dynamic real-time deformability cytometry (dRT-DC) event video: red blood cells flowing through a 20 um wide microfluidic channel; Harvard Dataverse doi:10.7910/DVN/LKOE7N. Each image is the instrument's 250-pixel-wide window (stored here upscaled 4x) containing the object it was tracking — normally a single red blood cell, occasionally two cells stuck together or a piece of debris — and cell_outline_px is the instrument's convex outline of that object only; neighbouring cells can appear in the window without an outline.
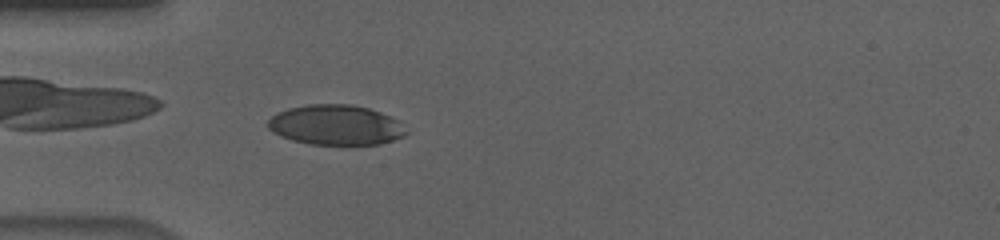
{"species": "human", "species_latin": "Homo sapiens", "temperature_condition": "cold", "stored_images_in_passage": 56, "camera_frame_rate_fps": 3000, "um_per_image_px": 0.085, "donor": {"sex": "male"}, "frame": {"image": 1, "passage_image": 17, "time_ms": 5.333, "image_size_px": [1000, 240], "cell_outline_px": [[408, 132], [404, 136], [380, 144], [308, 144], [292, 140], [280, 136], [272, 132], [268, 128], [268, 120], [276, 112], [288, 108], [308, 104], [352, 104], [368, 108], [380, 112], [400, 120]], "centroid_in_image_um": [28.54, 10.61], "position_along_channel_um": 56.5, "area_um2": 32.48}}
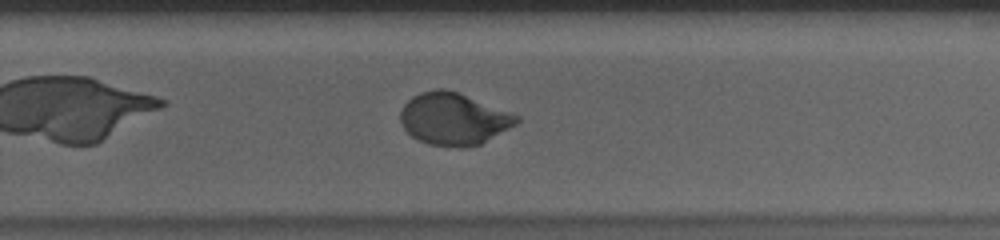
{"frame": {"image": 2, "passage_image": 37, "time_ms": 12.0, "image_size_px": [1000, 240], "cell_outline_px": [[520, 120], [516, 124], [480, 144], [460, 148], [452, 148], [428, 144], [412, 136], [400, 124], [400, 112], [404, 104], [412, 96], [420, 92], [436, 88], [444, 88], [456, 92], [512, 112], [520, 116]], "centroid_in_image_um": [38.54, 10.11], "position_along_channel_um": 291.3, "area_um2": 35.32}}
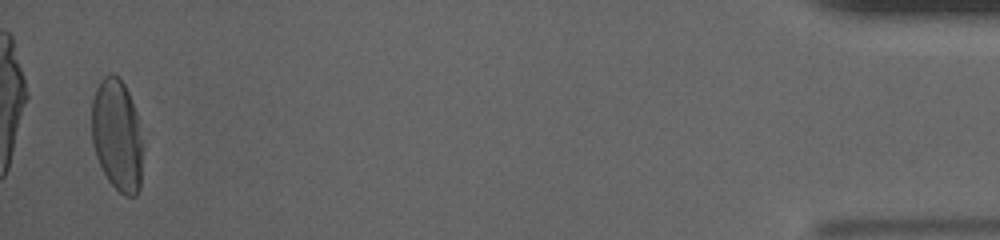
{"frame": {"image": 3, "passage_image": 55, "time_ms": 18.0, "image_size_px": [1000, 240], "cell_outline_px": [[144, 148], [140, 188], [136, 196], [124, 196], [108, 180], [96, 156], [92, 140], [92, 100], [96, 88], [100, 80], [104, 76], [112, 72], [124, 84], [128, 92], [136, 112]], "centroid_in_image_um": [9.97, 11.51], "position_along_channel_um": 425.2, "area_um2": 33.58}, "authors_computed_cell_mechanics": {"area_um2": 34.1887, "velocity_mm_per_s": 3.6238, "shape_relaxation_time_tau1_ms": 4.903, "shape_relaxation_time_tau2_ms": null, "deformation_change_tau1": 0.1816, "deformation_change_tau2": null}}